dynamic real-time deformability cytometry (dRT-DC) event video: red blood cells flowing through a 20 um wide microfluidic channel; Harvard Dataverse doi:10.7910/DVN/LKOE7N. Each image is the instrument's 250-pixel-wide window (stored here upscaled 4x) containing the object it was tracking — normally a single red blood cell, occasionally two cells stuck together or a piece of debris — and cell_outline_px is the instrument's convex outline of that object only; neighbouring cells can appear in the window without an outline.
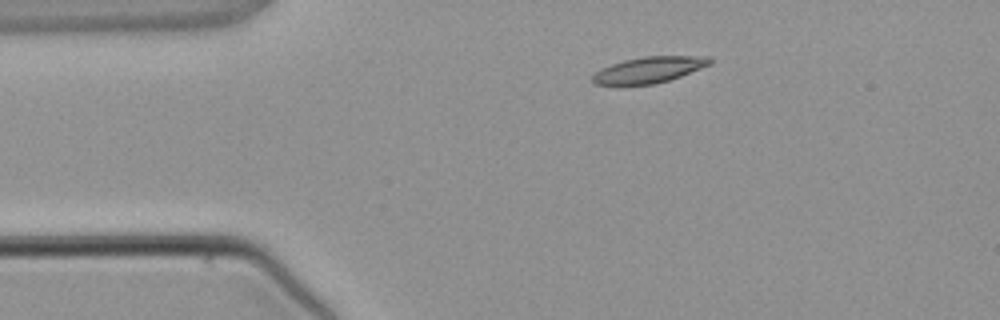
{"species": "common noctule bat (a hibernating species)", "species_latin": "Nyctalus noctula", "temperature_condition": "warm", "stored_images_in_passage": 2, "camera_frame_rate_fps": 3000, "um_per_image_px": 0.085, "animal": {"sex": "male", "body_mass_g": 21.5, "forearm_length_mm": 52.0}, "frame": {"image": 1, "passage_image": 1, "time_ms": 0.0, "image_size_px": [1000, 320], "cell_outline_px": [[712, 64], [680, 76], [668, 80], [652, 84], [596, 84], [592, 80], [592, 76], [600, 68], [624, 60], [644, 56], [708, 56], [712, 60]], "centroid_in_image_um": [55.19, 5.91], "position_along_channel_um": 29.8, "area_um2": 17.57}}